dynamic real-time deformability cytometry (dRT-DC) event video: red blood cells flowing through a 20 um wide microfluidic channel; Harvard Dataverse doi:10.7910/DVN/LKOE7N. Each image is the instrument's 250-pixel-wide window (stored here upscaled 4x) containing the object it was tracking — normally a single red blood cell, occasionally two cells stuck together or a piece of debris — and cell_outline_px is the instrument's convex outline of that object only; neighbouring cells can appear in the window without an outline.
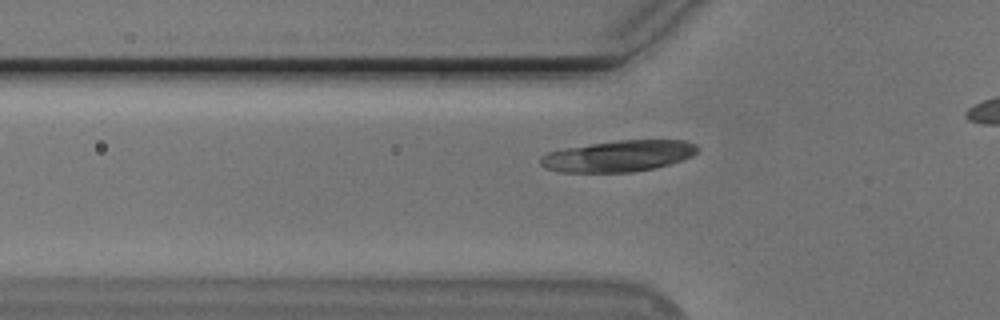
{"species": "Egyptian fruit bat (a non-hibernating species)", "species_latin": "Rousettus aegyptiacus", "temperature_condition": "cold", "stored_images_in_passage": 31, "camera_frame_rate_fps": 3000, "um_per_image_px": 0.085, "animal": {"sex": "male"}, "frame": {"image": 1, "passage_image": 4, "time_ms": 1.0, "image_size_px": [1000, 320], "cell_outline_px": [[700, 148], [692, 156], [656, 168], [632, 172], [560, 172], [544, 168], [540, 164], [540, 156], [548, 152], [564, 148], [616, 140], [684, 140], [696, 144]], "centroid_in_image_um": [52.55, 13.26], "position_along_channel_um": 73.2, "area_um2": 28.67}}
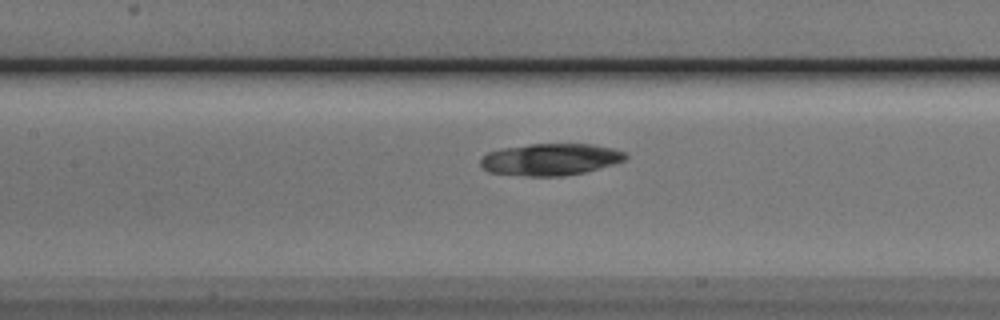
{"frame": {"image": 2, "passage_image": 11, "time_ms": 3.333, "image_size_px": [1000, 320], "cell_outline_px": [[628, 156], [624, 160], [612, 164], [584, 172], [560, 176], [528, 176], [488, 172], [480, 164], [480, 160], [488, 152], [504, 148], [528, 144], [592, 144], [612, 148], [624, 152]], "centroid_in_image_um": [46.77, 13.54], "position_along_channel_um": 160.6, "area_um2": 26.65}}
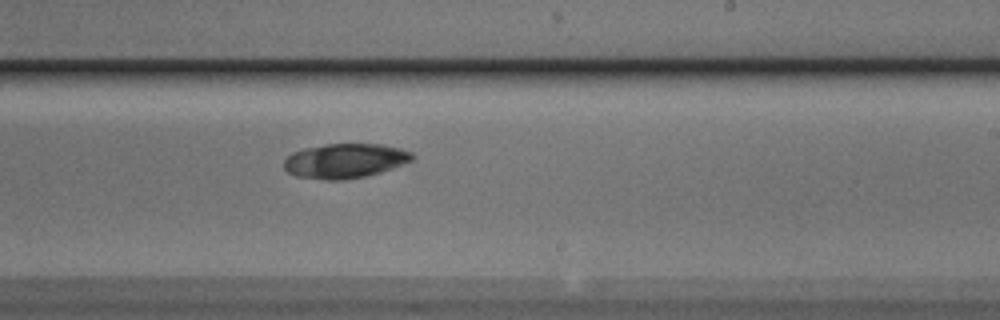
{"frame": {"image": 3, "passage_image": 19, "time_ms": 6.0, "image_size_px": [1000, 320], "cell_outline_px": [[416, 156], [412, 160], [392, 168], [380, 172], [364, 176], [344, 180], [328, 180], [296, 176], [288, 172], [284, 168], [284, 160], [292, 152], [304, 148], [324, 144], [384, 144], [400, 148], [412, 152]], "centroid_in_image_um": [29.32, 13.66], "position_along_channel_um": 259.7, "area_um2": 25.89}}